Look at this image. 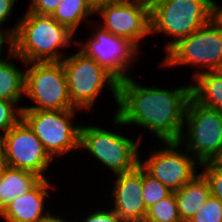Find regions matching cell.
Here are the masks:
<instances>
[{
  "mask_svg": "<svg viewBox=\"0 0 222 222\" xmlns=\"http://www.w3.org/2000/svg\"><path fill=\"white\" fill-rule=\"evenodd\" d=\"M24 95L31 100V103H34L23 105L22 109H77L70 99L66 74L61 61L26 63Z\"/></svg>",
  "mask_w": 222,
  "mask_h": 222,
  "instance_id": "9c48e42d",
  "label": "cell"
},
{
  "mask_svg": "<svg viewBox=\"0 0 222 222\" xmlns=\"http://www.w3.org/2000/svg\"><path fill=\"white\" fill-rule=\"evenodd\" d=\"M222 64V25L213 17L207 24L180 39L166 53L162 67L195 66L191 80L201 73L216 71Z\"/></svg>",
  "mask_w": 222,
  "mask_h": 222,
  "instance_id": "8992f818",
  "label": "cell"
},
{
  "mask_svg": "<svg viewBox=\"0 0 222 222\" xmlns=\"http://www.w3.org/2000/svg\"><path fill=\"white\" fill-rule=\"evenodd\" d=\"M5 166H6L5 163H0V178H1L2 174H3V171H4V169H5Z\"/></svg>",
  "mask_w": 222,
  "mask_h": 222,
  "instance_id": "836d02e7",
  "label": "cell"
},
{
  "mask_svg": "<svg viewBox=\"0 0 222 222\" xmlns=\"http://www.w3.org/2000/svg\"><path fill=\"white\" fill-rule=\"evenodd\" d=\"M140 1L145 2V3L149 4V5H151L153 2H155L157 0H140Z\"/></svg>",
  "mask_w": 222,
  "mask_h": 222,
  "instance_id": "e575fe53",
  "label": "cell"
},
{
  "mask_svg": "<svg viewBox=\"0 0 222 222\" xmlns=\"http://www.w3.org/2000/svg\"><path fill=\"white\" fill-rule=\"evenodd\" d=\"M96 24L114 36L130 41L141 50L142 38L151 35L150 5L140 0H110L97 3Z\"/></svg>",
  "mask_w": 222,
  "mask_h": 222,
  "instance_id": "30bf717a",
  "label": "cell"
},
{
  "mask_svg": "<svg viewBox=\"0 0 222 222\" xmlns=\"http://www.w3.org/2000/svg\"><path fill=\"white\" fill-rule=\"evenodd\" d=\"M77 112L81 114L82 110L22 109V119L56 160L79 149L81 124L74 121Z\"/></svg>",
  "mask_w": 222,
  "mask_h": 222,
  "instance_id": "52a82bcc",
  "label": "cell"
},
{
  "mask_svg": "<svg viewBox=\"0 0 222 222\" xmlns=\"http://www.w3.org/2000/svg\"><path fill=\"white\" fill-rule=\"evenodd\" d=\"M16 2L17 0H0V28L9 30L13 35L17 30V23H15L12 28L11 26L8 28H4L3 26L11 17Z\"/></svg>",
  "mask_w": 222,
  "mask_h": 222,
  "instance_id": "83f0119b",
  "label": "cell"
},
{
  "mask_svg": "<svg viewBox=\"0 0 222 222\" xmlns=\"http://www.w3.org/2000/svg\"><path fill=\"white\" fill-rule=\"evenodd\" d=\"M214 163L222 166V152H221V154L218 156V158L214 161Z\"/></svg>",
  "mask_w": 222,
  "mask_h": 222,
  "instance_id": "d6a6232c",
  "label": "cell"
},
{
  "mask_svg": "<svg viewBox=\"0 0 222 222\" xmlns=\"http://www.w3.org/2000/svg\"><path fill=\"white\" fill-rule=\"evenodd\" d=\"M144 222H182L174 192L148 207Z\"/></svg>",
  "mask_w": 222,
  "mask_h": 222,
  "instance_id": "44dd1931",
  "label": "cell"
},
{
  "mask_svg": "<svg viewBox=\"0 0 222 222\" xmlns=\"http://www.w3.org/2000/svg\"><path fill=\"white\" fill-rule=\"evenodd\" d=\"M93 23L91 24L96 28L90 34L91 36H88L85 42L78 39L76 45L88 57L110 71L119 81L131 76L132 65L139 61L138 55L141 56L139 49L130 41L114 36L96 25V22Z\"/></svg>",
  "mask_w": 222,
  "mask_h": 222,
  "instance_id": "7c38bea8",
  "label": "cell"
},
{
  "mask_svg": "<svg viewBox=\"0 0 222 222\" xmlns=\"http://www.w3.org/2000/svg\"><path fill=\"white\" fill-rule=\"evenodd\" d=\"M49 178L42 179L27 193L15 198L0 211V218L5 222H40L51 210H46L50 189H54ZM50 210V211H49Z\"/></svg>",
  "mask_w": 222,
  "mask_h": 222,
  "instance_id": "9a60e30c",
  "label": "cell"
},
{
  "mask_svg": "<svg viewBox=\"0 0 222 222\" xmlns=\"http://www.w3.org/2000/svg\"><path fill=\"white\" fill-rule=\"evenodd\" d=\"M24 12L17 20L13 52L26 63L60 62L67 56L65 48L76 46V35L51 15Z\"/></svg>",
  "mask_w": 222,
  "mask_h": 222,
  "instance_id": "7a4b0ae2",
  "label": "cell"
},
{
  "mask_svg": "<svg viewBox=\"0 0 222 222\" xmlns=\"http://www.w3.org/2000/svg\"><path fill=\"white\" fill-rule=\"evenodd\" d=\"M41 180L35 173L6 165L0 178V211L15 198L34 188Z\"/></svg>",
  "mask_w": 222,
  "mask_h": 222,
  "instance_id": "e0dca14e",
  "label": "cell"
},
{
  "mask_svg": "<svg viewBox=\"0 0 222 222\" xmlns=\"http://www.w3.org/2000/svg\"><path fill=\"white\" fill-rule=\"evenodd\" d=\"M191 97L199 104L222 111V74L208 71L192 79Z\"/></svg>",
  "mask_w": 222,
  "mask_h": 222,
  "instance_id": "d6986e66",
  "label": "cell"
},
{
  "mask_svg": "<svg viewBox=\"0 0 222 222\" xmlns=\"http://www.w3.org/2000/svg\"><path fill=\"white\" fill-rule=\"evenodd\" d=\"M62 217H65V216H58L56 213L55 215L52 214V211L47 215L45 216L40 222H71L70 219L66 220V217L65 218H62ZM74 222V221H72Z\"/></svg>",
  "mask_w": 222,
  "mask_h": 222,
  "instance_id": "f546056e",
  "label": "cell"
},
{
  "mask_svg": "<svg viewBox=\"0 0 222 222\" xmlns=\"http://www.w3.org/2000/svg\"><path fill=\"white\" fill-rule=\"evenodd\" d=\"M213 0H157L150 5L151 35L167 36V52L214 17ZM171 36V37H170Z\"/></svg>",
  "mask_w": 222,
  "mask_h": 222,
  "instance_id": "277c9868",
  "label": "cell"
},
{
  "mask_svg": "<svg viewBox=\"0 0 222 222\" xmlns=\"http://www.w3.org/2000/svg\"><path fill=\"white\" fill-rule=\"evenodd\" d=\"M21 62L23 68L14 64L16 60ZM11 61V62H10ZM13 61V62H12ZM26 62L14 52L7 59L0 62V99L15 102L18 106L22 103L25 86Z\"/></svg>",
  "mask_w": 222,
  "mask_h": 222,
  "instance_id": "ac0fdd59",
  "label": "cell"
},
{
  "mask_svg": "<svg viewBox=\"0 0 222 222\" xmlns=\"http://www.w3.org/2000/svg\"><path fill=\"white\" fill-rule=\"evenodd\" d=\"M4 137L7 166L30 171L47 179L46 171L50 170L49 166L54 159L23 119L4 134Z\"/></svg>",
  "mask_w": 222,
  "mask_h": 222,
  "instance_id": "4fadbf2b",
  "label": "cell"
},
{
  "mask_svg": "<svg viewBox=\"0 0 222 222\" xmlns=\"http://www.w3.org/2000/svg\"><path fill=\"white\" fill-rule=\"evenodd\" d=\"M0 163H5V137L0 133Z\"/></svg>",
  "mask_w": 222,
  "mask_h": 222,
  "instance_id": "1f68e13d",
  "label": "cell"
},
{
  "mask_svg": "<svg viewBox=\"0 0 222 222\" xmlns=\"http://www.w3.org/2000/svg\"><path fill=\"white\" fill-rule=\"evenodd\" d=\"M142 192L146 209L172 193V191L168 187H166L156 178L151 176L144 168Z\"/></svg>",
  "mask_w": 222,
  "mask_h": 222,
  "instance_id": "7402d4cb",
  "label": "cell"
},
{
  "mask_svg": "<svg viewBox=\"0 0 222 222\" xmlns=\"http://www.w3.org/2000/svg\"><path fill=\"white\" fill-rule=\"evenodd\" d=\"M108 207H106V209L98 208L96 211H92L93 209H91V212L88 211L89 215L86 213V217L82 216L83 220H80V222H122L118 215L110 209L111 207ZM76 222H78V220Z\"/></svg>",
  "mask_w": 222,
  "mask_h": 222,
  "instance_id": "484cf974",
  "label": "cell"
},
{
  "mask_svg": "<svg viewBox=\"0 0 222 222\" xmlns=\"http://www.w3.org/2000/svg\"><path fill=\"white\" fill-rule=\"evenodd\" d=\"M95 6L92 0H62L51 16L76 35L80 24L86 22L90 27L93 21L89 19L95 15Z\"/></svg>",
  "mask_w": 222,
  "mask_h": 222,
  "instance_id": "ffe728a7",
  "label": "cell"
},
{
  "mask_svg": "<svg viewBox=\"0 0 222 222\" xmlns=\"http://www.w3.org/2000/svg\"><path fill=\"white\" fill-rule=\"evenodd\" d=\"M178 141L200 164L214 162L222 152V111L190 98ZM186 132V133H185Z\"/></svg>",
  "mask_w": 222,
  "mask_h": 222,
  "instance_id": "ba28073f",
  "label": "cell"
},
{
  "mask_svg": "<svg viewBox=\"0 0 222 222\" xmlns=\"http://www.w3.org/2000/svg\"><path fill=\"white\" fill-rule=\"evenodd\" d=\"M161 143V148H153L148 157L141 154L139 164L174 192L199 173L200 163L178 141Z\"/></svg>",
  "mask_w": 222,
  "mask_h": 222,
  "instance_id": "8fae6325",
  "label": "cell"
},
{
  "mask_svg": "<svg viewBox=\"0 0 222 222\" xmlns=\"http://www.w3.org/2000/svg\"><path fill=\"white\" fill-rule=\"evenodd\" d=\"M94 3H95V5L97 4V3H100V2H102V1H110V0H92Z\"/></svg>",
  "mask_w": 222,
  "mask_h": 222,
  "instance_id": "d590c367",
  "label": "cell"
},
{
  "mask_svg": "<svg viewBox=\"0 0 222 222\" xmlns=\"http://www.w3.org/2000/svg\"><path fill=\"white\" fill-rule=\"evenodd\" d=\"M62 0H31L28 10L39 15H51Z\"/></svg>",
  "mask_w": 222,
  "mask_h": 222,
  "instance_id": "4316f807",
  "label": "cell"
},
{
  "mask_svg": "<svg viewBox=\"0 0 222 222\" xmlns=\"http://www.w3.org/2000/svg\"><path fill=\"white\" fill-rule=\"evenodd\" d=\"M114 180L109 206L122 222H144L146 206L143 199V167L139 164L135 169L112 175Z\"/></svg>",
  "mask_w": 222,
  "mask_h": 222,
  "instance_id": "5bb4252c",
  "label": "cell"
},
{
  "mask_svg": "<svg viewBox=\"0 0 222 222\" xmlns=\"http://www.w3.org/2000/svg\"><path fill=\"white\" fill-rule=\"evenodd\" d=\"M200 168L210 185L211 196L222 202V166L214 162H207L200 164Z\"/></svg>",
  "mask_w": 222,
  "mask_h": 222,
  "instance_id": "d4e9b609",
  "label": "cell"
},
{
  "mask_svg": "<svg viewBox=\"0 0 222 222\" xmlns=\"http://www.w3.org/2000/svg\"><path fill=\"white\" fill-rule=\"evenodd\" d=\"M91 125V126H90ZM81 123L79 150L89 153L93 158L113 175L135 169L140 163V148L144 133L136 139L119 131H112L101 126ZM102 127V128H101ZM85 149V151H84Z\"/></svg>",
  "mask_w": 222,
  "mask_h": 222,
  "instance_id": "3957f363",
  "label": "cell"
},
{
  "mask_svg": "<svg viewBox=\"0 0 222 222\" xmlns=\"http://www.w3.org/2000/svg\"><path fill=\"white\" fill-rule=\"evenodd\" d=\"M20 119L22 106L13 101L0 99V133L6 134Z\"/></svg>",
  "mask_w": 222,
  "mask_h": 222,
  "instance_id": "603a6c76",
  "label": "cell"
},
{
  "mask_svg": "<svg viewBox=\"0 0 222 222\" xmlns=\"http://www.w3.org/2000/svg\"><path fill=\"white\" fill-rule=\"evenodd\" d=\"M189 222H222V202L210 196Z\"/></svg>",
  "mask_w": 222,
  "mask_h": 222,
  "instance_id": "cb8c5ba5",
  "label": "cell"
},
{
  "mask_svg": "<svg viewBox=\"0 0 222 222\" xmlns=\"http://www.w3.org/2000/svg\"><path fill=\"white\" fill-rule=\"evenodd\" d=\"M135 79L132 75L118 83L113 125L143 127L160 142L179 141L191 98V84L174 89L154 85L151 88Z\"/></svg>",
  "mask_w": 222,
  "mask_h": 222,
  "instance_id": "6da1fadb",
  "label": "cell"
},
{
  "mask_svg": "<svg viewBox=\"0 0 222 222\" xmlns=\"http://www.w3.org/2000/svg\"><path fill=\"white\" fill-rule=\"evenodd\" d=\"M6 45V46H4ZM13 34L7 30L0 28V62L7 59L11 54H13ZM4 47H7L6 49ZM4 49L8 52H4ZM4 53V55H3ZM6 55V56H5Z\"/></svg>",
  "mask_w": 222,
  "mask_h": 222,
  "instance_id": "f1b7e54d",
  "label": "cell"
},
{
  "mask_svg": "<svg viewBox=\"0 0 222 222\" xmlns=\"http://www.w3.org/2000/svg\"><path fill=\"white\" fill-rule=\"evenodd\" d=\"M214 18L222 25V4L214 2Z\"/></svg>",
  "mask_w": 222,
  "mask_h": 222,
  "instance_id": "4dcf8cb0",
  "label": "cell"
},
{
  "mask_svg": "<svg viewBox=\"0 0 222 222\" xmlns=\"http://www.w3.org/2000/svg\"><path fill=\"white\" fill-rule=\"evenodd\" d=\"M174 195L181 221L189 222L210 198V185L199 169V173L179 190L174 191Z\"/></svg>",
  "mask_w": 222,
  "mask_h": 222,
  "instance_id": "2e32d148",
  "label": "cell"
},
{
  "mask_svg": "<svg viewBox=\"0 0 222 222\" xmlns=\"http://www.w3.org/2000/svg\"><path fill=\"white\" fill-rule=\"evenodd\" d=\"M72 104L86 112L94 110L97 98L107 89L117 106L119 80L96 60L78 49L62 61Z\"/></svg>",
  "mask_w": 222,
  "mask_h": 222,
  "instance_id": "5b68a950",
  "label": "cell"
},
{
  "mask_svg": "<svg viewBox=\"0 0 222 222\" xmlns=\"http://www.w3.org/2000/svg\"><path fill=\"white\" fill-rule=\"evenodd\" d=\"M217 71L222 74V64H221L220 68Z\"/></svg>",
  "mask_w": 222,
  "mask_h": 222,
  "instance_id": "8d00e7d4",
  "label": "cell"
}]
</instances>
